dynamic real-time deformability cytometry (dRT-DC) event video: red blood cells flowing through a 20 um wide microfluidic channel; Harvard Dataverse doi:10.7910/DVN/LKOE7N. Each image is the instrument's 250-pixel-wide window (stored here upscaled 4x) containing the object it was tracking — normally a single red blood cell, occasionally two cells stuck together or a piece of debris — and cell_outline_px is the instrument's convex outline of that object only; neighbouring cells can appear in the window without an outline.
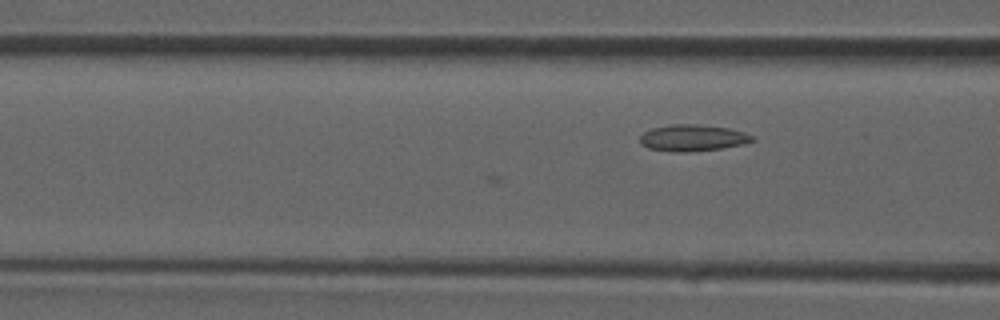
{"species": "common noctule bat (a hibernating species)", "species_latin": "Nyctalus noctula", "temperature_condition": "room temperature", "stored_images_in_passage": 5, "camera_frame_rate_fps": 3000, "um_per_image_px": 0.085, "animal": {"sex": "male", "forearm_length_mm": 52.5}, "frame": {"image": 1, "passage_image": 5, "time_ms": 1.333, "image_size_px": [1000, 320], "cell_outline_px": [[756, 140], [744, 144], [720, 148], [688, 152], [672, 152], [648, 148], [640, 144], [640, 136], [644, 132], [652, 128], [668, 124], [696, 124], [728, 128], [744, 132], [752, 136]], "centroid_in_image_um": [58.85, 11.72], "position_along_channel_um": 107.8, "area_um2": 17.4}}